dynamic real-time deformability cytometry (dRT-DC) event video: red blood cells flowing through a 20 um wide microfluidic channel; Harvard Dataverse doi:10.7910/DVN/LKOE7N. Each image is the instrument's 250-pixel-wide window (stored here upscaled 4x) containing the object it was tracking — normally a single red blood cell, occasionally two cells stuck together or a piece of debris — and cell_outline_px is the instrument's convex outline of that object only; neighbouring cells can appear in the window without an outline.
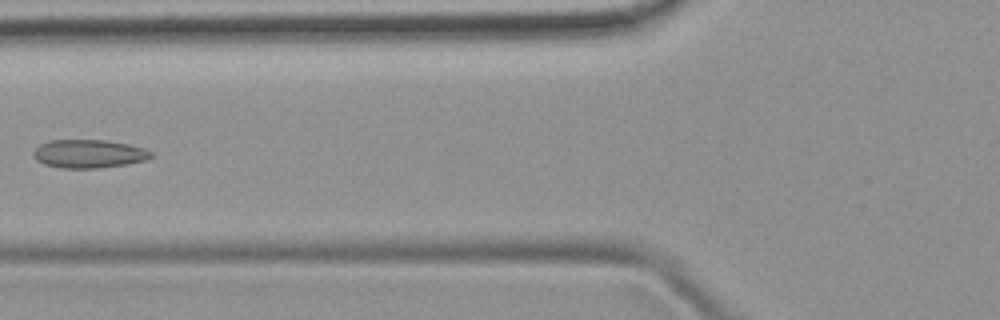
{"species": "common noctule bat (a hibernating species)", "species_latin": "Nyctalus noctula", "temperature_condition": "room temperature", "stored_images_in_passage": 5, "camera_frame_rate_fps": 3000, "um_per_image_px": 0.085, "animal": {"sex": "female", "body_mass_g": 19.9}, "frame": {"image": 1, "passage_image": 5, "time_ms": 4.667, "image_size_px": [1000, 320], "cell_outline_px": [[152, 156], [148, 160], [124, 164], [96, 168], [60, 168], [44, 164], [36, 160], [32, 156], [32, 152], [40, 144], [48, 140], [108, 140], [128, 144], [144, 148], [152, 152]], "centroid_in_image_um": [7.52, 13.06], "position_along_channel_um": 118.3, "area_um2": 19.54}}